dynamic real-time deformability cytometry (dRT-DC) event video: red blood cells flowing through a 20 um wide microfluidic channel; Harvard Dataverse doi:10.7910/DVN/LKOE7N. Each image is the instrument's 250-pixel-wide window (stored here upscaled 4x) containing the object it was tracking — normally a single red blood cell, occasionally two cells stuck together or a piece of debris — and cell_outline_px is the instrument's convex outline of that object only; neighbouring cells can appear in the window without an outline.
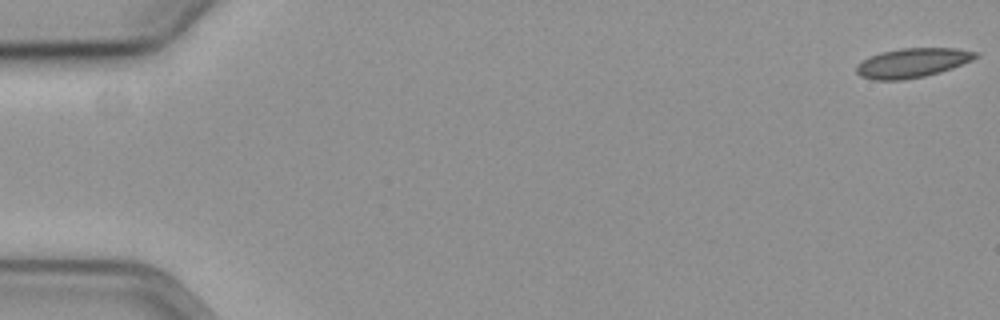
{"species": "common noctule bat (a hibernating species)", "species_latin": "Nyctalus noctula", "temperature_condition": "cold", "stored_images_in_passage": 10, "camera_frame_rate_fps": 3000, "um_per_image_px": 0.085, "animal": {"sex": "female", "body_mass_g": 19.3, "forearm_length_mm": 54.1}, "frame": {"image": 1, "passage_image": 1, "time_ms": 0.0, "image_size_px": [1000, 320], "cell_outline_px": [[980, 56], [972, 60], [952, 68], [940, 72], [924, 76], [904, 80], [872, 80], [860, 76], [856, 72], [856, 64], [868, 56], [880, 52], [900, 48], [956, 48], [980, 52]], "centroid_in_image_um": [77.54, 5.33], "position_along_channel_um": 7.5, "area_um2": 20.69}}